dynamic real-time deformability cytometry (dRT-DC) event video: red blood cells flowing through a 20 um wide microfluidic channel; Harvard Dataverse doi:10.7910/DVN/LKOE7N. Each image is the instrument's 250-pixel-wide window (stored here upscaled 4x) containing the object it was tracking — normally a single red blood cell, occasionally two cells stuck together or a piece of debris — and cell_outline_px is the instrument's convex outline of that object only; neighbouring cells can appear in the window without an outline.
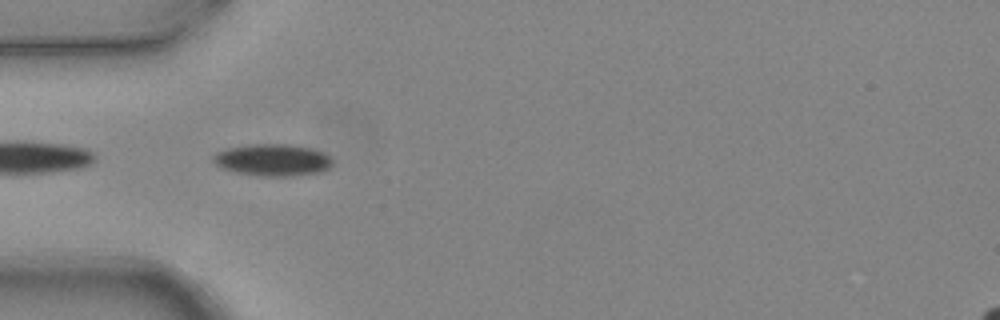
{"species": "common noctule bat (a hibernating species)", "species_latin": "Nyctalus noctula", "temperature_condition": "warm", "stored_images_in_passage": 6, "camera_frame_rate_fps": 3000, "um_per_image_px": 0.085, "animal": {"sex": "female", "body_mass_g": 24.6, "forearm_length_mm": 56.2}, "frame": {"image": 1, "passage_image": 5, "time_ms": 1.333, "image_size_px": [1000, 320], "cell_outline_px": [[332, 164], [328, 168], [320, 172], [292, 176], [260, 176], [236, 172], [220, 168], [212, 160], [212, 156], [216, 152], [228, 148], [248, 144], [288, 144], [308, 148], [324, 152], [332, 160]], "centroid_in_image_um": [23.14, 13.6], "position_along_channel_um": 61.9, "area_um2": 22.2}}
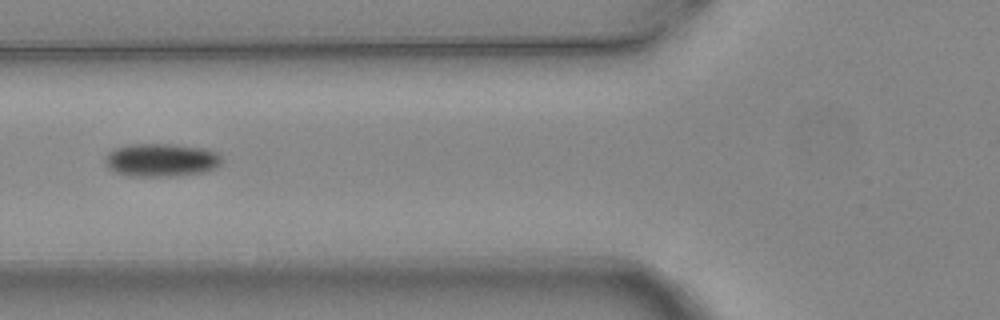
{"frame": {"image": 2, "passage_image": 6, "time_ms": 1.667, "image_size_px": [1000, 320], "cell_outline_px": [[224, 160], [216, 168], [200, 172], [160, 176], [132, 176], [116, 172], [108, 168], [104, 160], [104, 156], [112, 148], [128, 144], [172, 144], [204, 148], [216, 152]], "centroid_in_image_um": [13.66, 13.58], "position_along_channel_um": 112.1, "area_um2": 22.48}}